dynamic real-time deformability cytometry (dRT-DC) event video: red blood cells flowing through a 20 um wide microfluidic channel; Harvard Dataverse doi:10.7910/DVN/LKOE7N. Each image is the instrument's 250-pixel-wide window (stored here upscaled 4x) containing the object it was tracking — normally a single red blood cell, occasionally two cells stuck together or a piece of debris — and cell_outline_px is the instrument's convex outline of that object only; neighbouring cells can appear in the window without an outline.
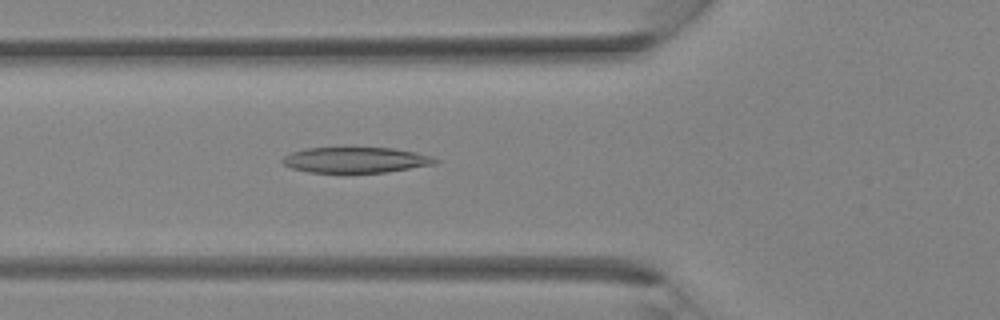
{"species": "Egyptian fruit bat (a non-hibernating species)", "species_latin": "Rousettus aegyptiacus", "temperature_condition": "room temperature", "stored_images_in_passage": 34, "camera_frame_rate_fps": 3000, "um_per_image_px": 0.085, "animal": {"sex": "female"}, "frame": {"image": 1, "passage_image": 12, "time_ms": 3.667, "image_size_px": [1000, 320], "cell_outline_px": [[440, 160], [436, 164], [384, 172], [308, 172], [292, 168], [284, 164], [280, 160], [284, 156], [292, 152], [308, 148], [392, 148], [416, 152], [432, 156]], "centroid_in_image_um": [30.25, 13.59], "position_along_channel_um": 95.5, "area_um2": 22.6}}
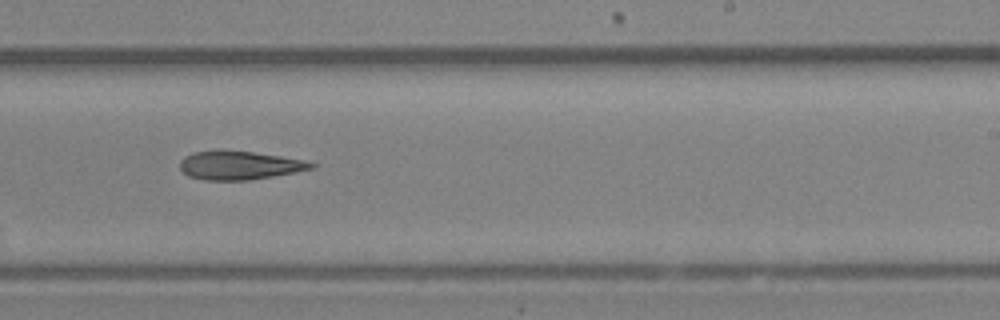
{"frame": {"image": 2, "passage_image": 21, "time_ms": 6.667, "image_size_px": [1000, 320], "cell_outline_px": [[316, 168], [296, 172], [248, 180], [204, 180], [188, 176], [180, 168], [180, 160], [184, 156], [192, 152], [252, 152], [280, 156], [304, 160], [316, 164]], "centroid_in_image_um": [20.37, 14.08], "position_along_channel_um": 268.6, "area_um2": 21.39}}
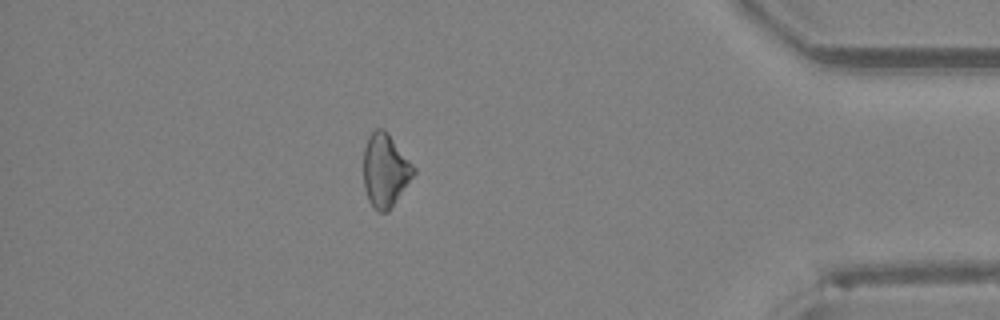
{"frame": {"image": 3, "passage_image": 30, "time_ms": 9.667, "image_size_px": [1000, 320], "cell_outline_px": [[416, 172], [388, 212], [376, 212], [368, 200], [364, 188], [364, 148], [368, 136], [376, 128], [384, 128], [388, 132], [416, 168]], "centroid_in_image_um": [32.74, 14.47], "position_along_channel_um": 402.5, "area_um2": 21.5}}